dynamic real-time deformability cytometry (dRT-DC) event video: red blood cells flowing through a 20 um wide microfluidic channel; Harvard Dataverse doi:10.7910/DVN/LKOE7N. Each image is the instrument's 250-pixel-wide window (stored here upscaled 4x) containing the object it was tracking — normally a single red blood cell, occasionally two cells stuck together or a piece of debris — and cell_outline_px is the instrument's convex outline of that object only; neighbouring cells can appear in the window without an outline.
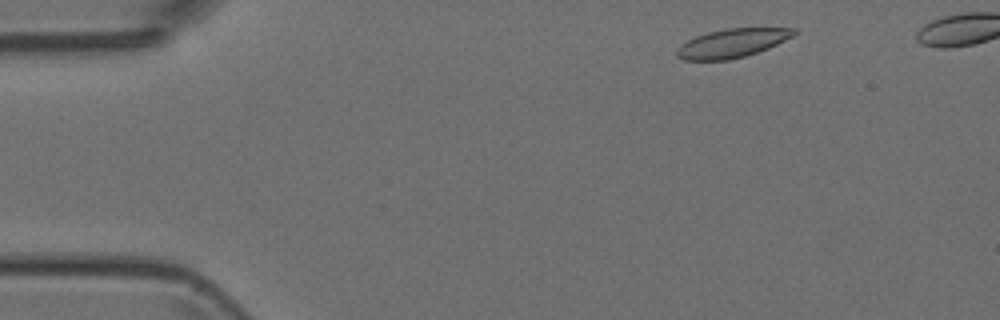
{"species": "Egyptian fruit bat (a non-hibernating species)", "species_latin": "Rousettus aegyptiacus", "temperature_condition": "room temperature", "stored_images_in_passage": 42, "camera_frame_rate_fps": 3000, "um_per_image_px": 0.085, "animal": {"sex": "female"}, "frame": {"image": 1, "passage_image": 3, "time_ms": 0.667, "image_size_px": [1000, 320], "cell_outline_px": [[796, 32], [792, 36], [768, 48], [744, 56], [728, 60], [684, 60], [676, 56], [676, 48], [680, 44], [696, 36], [708, 32], [728, 28], [796, 28]], "centroid_in_image_um": [62.18, 3.67], "position_along_channel_um": 22.8, "area_um2": 19.42}}
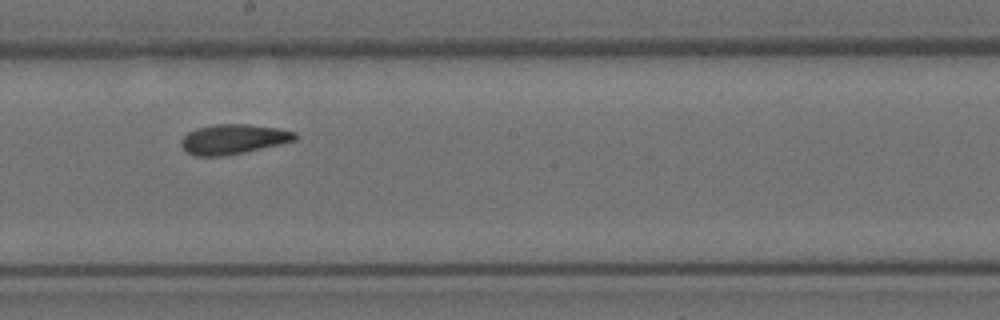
{"frame": {"image": 2, "passage_image": 24, "time_ms": 7.667, "image_size_px": [1000, 320], "cell_outline_px": [[300, 136], [296, 140], [280, 144], [244, 152], [224, 156], [192, 156], [180, 144], [180, 140], [188, 132], [196, 128], [212, 124], [248, 124], [276, 128], [296, 132]], "centroid_in_image_um": [19.83, 11.82], "position_along_channel_um": 228.4, "area_um2": 19.88}}
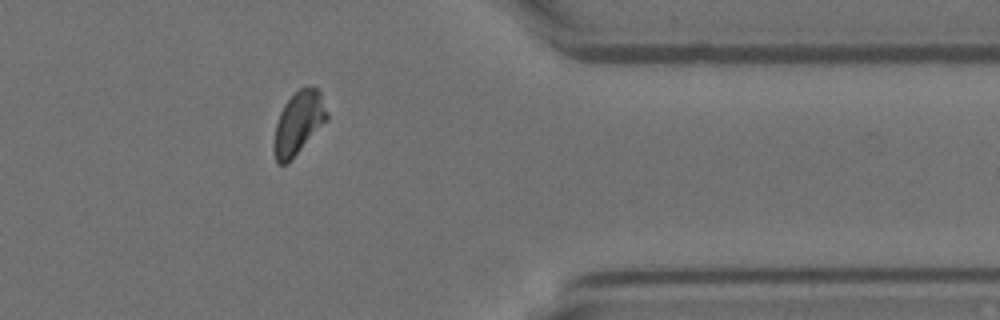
{"frame": {"image": 3, "passage_image": 37, "time_ms": 12.0, "image_size_px": [1000, 320], "cell_outline_px": [[328, 120], [284, 164], [276, 164], [272, 148], [272, 144], [276, 124], [280, 112], [284, 104], [304, 84], [308, 84], [320, 88], [328, 112]], "centroid_in_image_um": [25.38, 10.37], "position_along_channel_um": 386.0, "area_um2": 19.48}}